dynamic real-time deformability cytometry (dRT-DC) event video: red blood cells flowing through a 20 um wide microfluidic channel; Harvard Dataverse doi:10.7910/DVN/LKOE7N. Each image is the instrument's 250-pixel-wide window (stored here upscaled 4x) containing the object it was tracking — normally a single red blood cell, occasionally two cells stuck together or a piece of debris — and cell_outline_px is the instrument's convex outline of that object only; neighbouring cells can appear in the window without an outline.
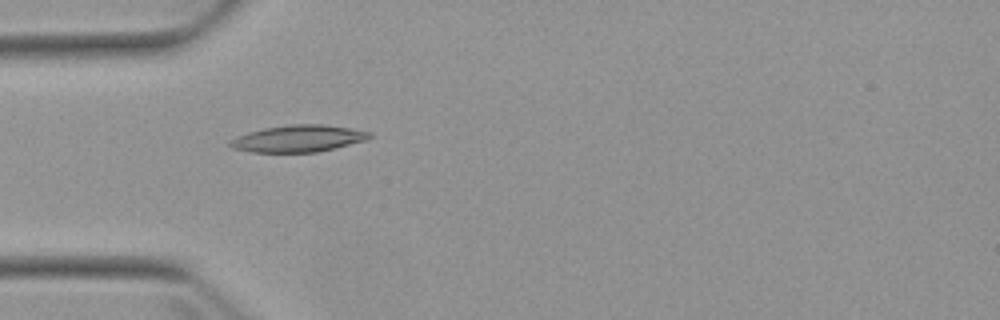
{"species": "Egyptian fruit bat (a non-hibernating species)", "species_latin": "Rousettus aegyptiacus", "temperature_condition": "warm", "stored_images_in_passage": 5, "camera_frame_rate_fps": 3000, "um_per_image_px": 0.085, "animal": {"sex": "female"}, "frame": {"image": 1, "passage_image": 4, "time_ms": 4.667, "image_size_px": [1000, 320], "cell_outline_px": [[372, 136], [368, 140], [316, 152], [252, 152], [232, 148], [228, 144], [228, 140], [236, 136], [248, 132], [264, 128], [292, 124], [324, 124], [372, 132]], "centroid_in_image_um": [25.33, 11.77], "position_along_channel_um": 59.7, "area_um2": 21.85}}
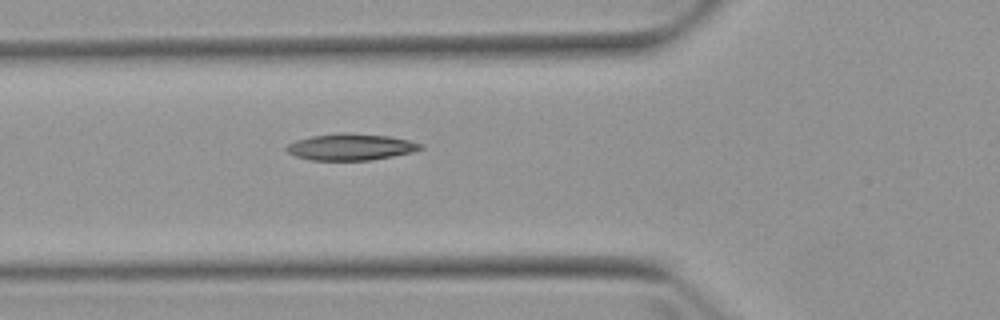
{"frame": {"image": 2, "passage_image": 5, "time_ms": 5.667, "image_size_px": [1000, 320], "cell_outline_px": [[424, 148], [412, 152], [392, 156], [368, 160], [308, 160], [296, 156], [288, 152], [284, 148], [288, 144], [296, 140], [312, 136], [340, 132], [348, 132], [388, 136], [408, 140], [424, 144]], "centroid_in_image_um": [29.81, 12.48], "position_along_channel_um": 96.0, "area_um2": 20.75}}